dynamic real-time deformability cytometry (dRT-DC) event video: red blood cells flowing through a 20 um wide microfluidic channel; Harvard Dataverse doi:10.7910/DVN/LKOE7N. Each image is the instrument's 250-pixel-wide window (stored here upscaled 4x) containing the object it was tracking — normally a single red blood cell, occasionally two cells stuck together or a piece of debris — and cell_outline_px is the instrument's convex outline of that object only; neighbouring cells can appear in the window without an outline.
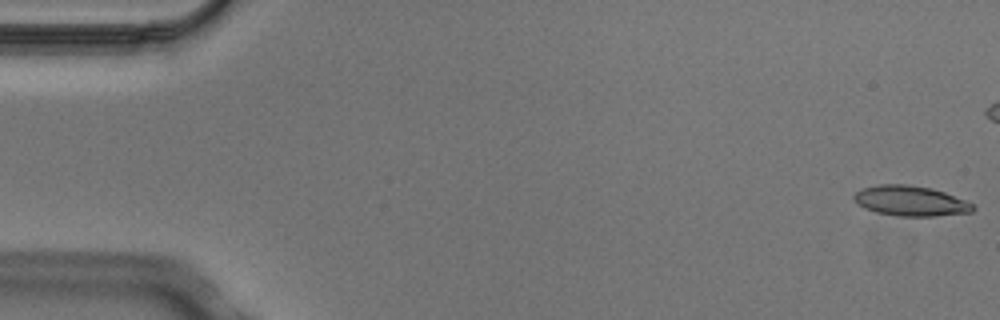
{"species": "Egyptian fruit bat (a non-hibernating species)", "species_latin": "Rousettus aegyptiacus", "temperature_condition": "cold", "stored_images_in_passage": 6, "camera_frame_rate_fps": 3000, "um_per_image_px": 0.085, "animal": {"sex": "male"}, "frame": {"image": 1, "passage_image": 1, "time_ms": 0.0, "image_size_px": [1000, 320], "cell_outline_px": [[976, 208], [972, 212], [936, 216], [896, 216], [876, 212], [864, 208], [852, 196], [856, 192], [864, 188], [880, 184], [908, 184], [932, 188], [944, 192], [964, 200], [972, 204]], "centroid_in_image_um": [77.41, 17.08], "position_along_channel_um": 7.6, "area_um2": 20.81}}
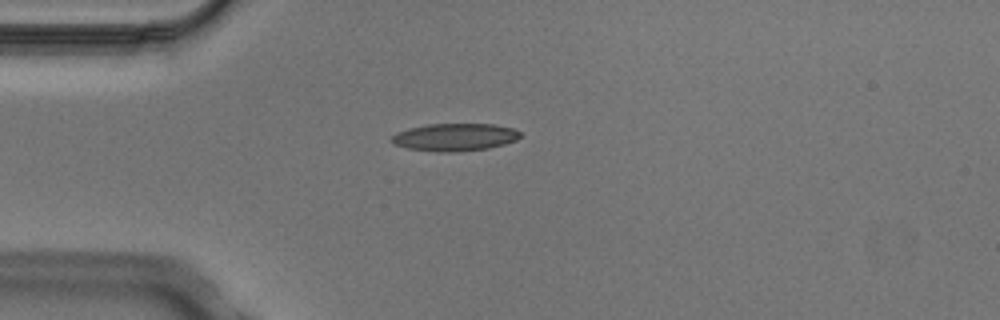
{"frame": {"image": 2, "passage_image": 6, "time_ms": 1.667, "image_size_px": [1000, 320], "cell_outline_px": [[520, 136], [516, 140], [504, 144], [488, 148], [456, 152], [436, 152], [408, 148], [392, 144], [388, 140], [396, 132], [408, 128], [428, 124], [492, 124], [512, 128], [520, 132]], "centroid_in_image_um": [38.6, 11.66], "position_along_channel_um": 46.4, "area_um2": 20.75}}